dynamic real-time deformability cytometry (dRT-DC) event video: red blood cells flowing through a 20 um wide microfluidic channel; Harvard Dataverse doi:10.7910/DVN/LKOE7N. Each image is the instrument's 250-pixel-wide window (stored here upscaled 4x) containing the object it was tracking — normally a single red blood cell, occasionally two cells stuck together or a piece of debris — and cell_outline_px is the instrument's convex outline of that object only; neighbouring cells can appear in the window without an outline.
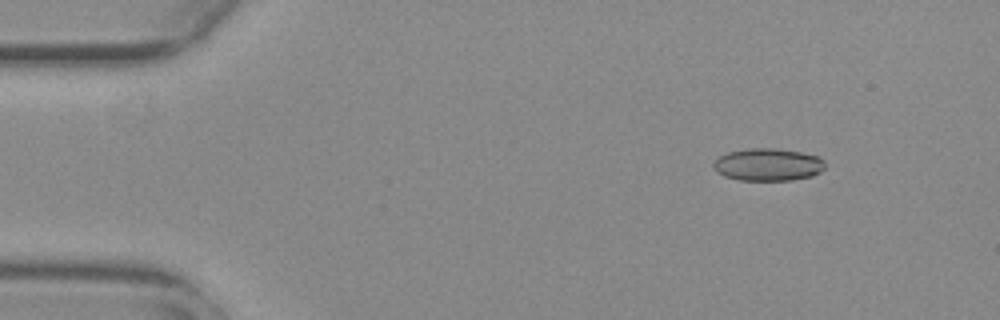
{"species": "common noctule bat (a hibernating species)", "species_latin": "Nyctalus noctula", "temperature_condition": "warm", "stored_images_in_passage": 50, "camera_frame_rate_fps": 3000, "um_per_image_px": 0.085, "animal": {"sex": "female", "body_mass_g": 29.2, "forearm_length_mm": 56.3}, "frame": {"image": 1, "passage_image": 2, "time_ms": 0.333, "image_size_px": [1000, 320], "cell_outline_px": [[824, 168], [820, 172], [812, 176], [792, 180], [740, 180], [724, 176], [716, 172], [712, 168], [712, 164], [720, 156], [728, 152], [748, 148], [776, 148], [800, 152], [816, 156], [824, 160]], "centroid_in_image_um": [65.25, 13.99], "position_along_channel_um": 19.7, "area_um2": 21.15}}
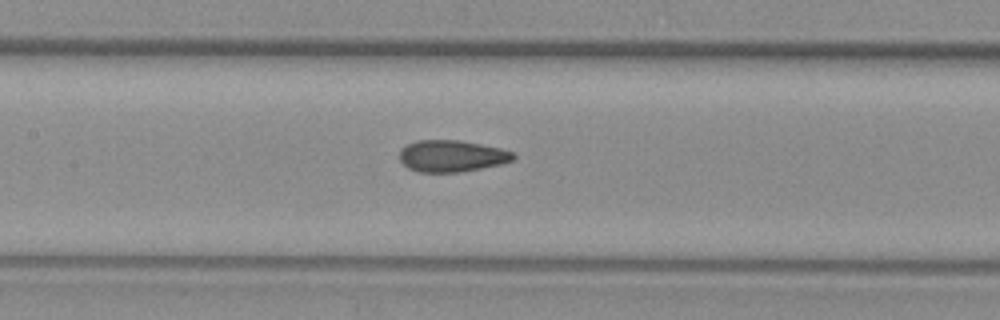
{"frame": {"image": 2, "passage_image": 21, "time_ms": 6.667, "image_size_px": [1000, 320], "cell_outline_px": [[516, 156], [512, 160], [500, 164], [460, 172], [420, 172], [408, 168], [400, 160], [400, 152], [408, 144], [416, 140], [460, 140], [500, 148], [512, 152]], "centroid_in_image_um": [38.39, 13.26], "position_along_channel_um": 169.0, "area_um2": 20.75}}
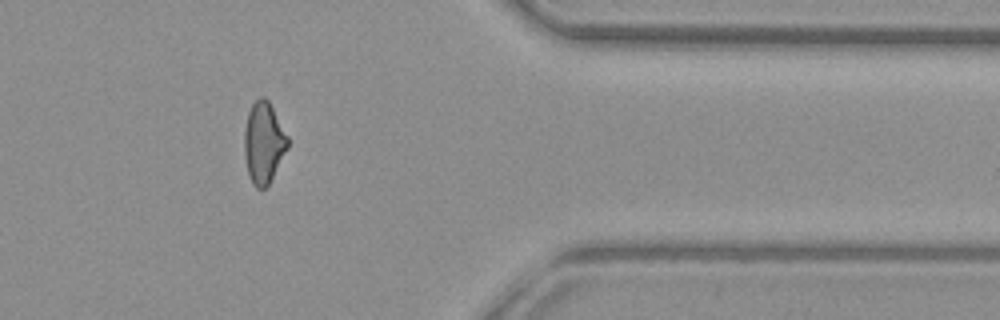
{"frame": {"image": 3, "passage_image": 40, "time_ms": 13.0, "image_size_px": [1000, 320], "cell_outline_px": [[288, 148], [268, 184], [264, 188], [256, 188], [252, 184], [248, 172], [244, 156], [244, 128], [248, 112], [252, 104], [260, 96], [264, 96], [268, 100], [288, 136]], "centroid_in_image_um": [22.39, 12.11], "position_along_channel_um": 389.0, "area_um2": 20.46}, "authors_computed_cell_mechanics": {"area_um2": 21.1259, "velocity_mm_per_s": 3.8121, "shape_relaxation_time_tau1_ms": null, "shape_relaxation_time_tau2_ms": 1.4727, "deformation_change_tau1": null, "deformation_change_tau2": 0.0896}}